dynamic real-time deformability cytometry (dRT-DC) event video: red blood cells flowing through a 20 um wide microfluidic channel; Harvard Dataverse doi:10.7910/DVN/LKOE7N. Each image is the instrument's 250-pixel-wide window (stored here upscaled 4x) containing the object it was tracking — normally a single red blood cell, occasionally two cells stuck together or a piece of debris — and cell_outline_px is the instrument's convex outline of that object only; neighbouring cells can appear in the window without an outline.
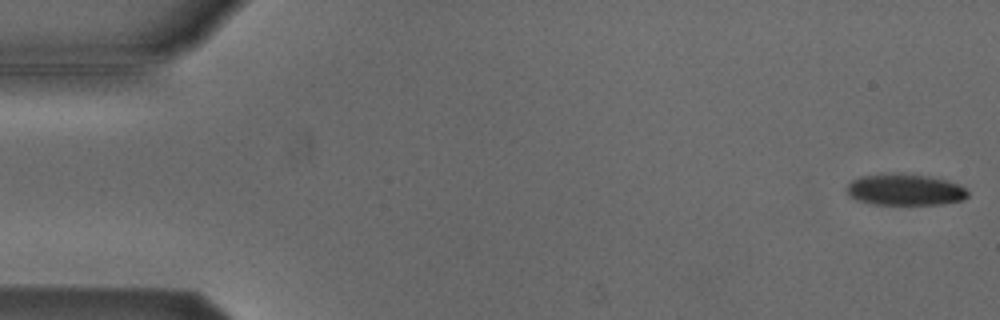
{"species": "Egyptian fruit bat (a non-hibernating species)", "species_latin": "Rousettus aegyptiacus", "temperature_condition": "cold", "stored_images_in_passage": 48, "camera_frame_rate_fps": 3000, "um_per_image_px": 0.085, "animal": {"sex": "male"}, "frame": {"image": 1, "passage_image": 1, "time_ms": 0.0, "image_size_px": [1000, 320], "cell_outline_px": [[968, 196], [964, 200], [944, 204], [872, 204], [856, 200], [848, 196], [844, 188], [852, 180], [860, 176], [880, 172], [904, 172], [928, 176], [948, 180], [960, 184], [968, 192]], "centroid_in_image_um": [76.88, 16.09], "position_along_channel_um": 8.1, "area_um2": 22.95}}
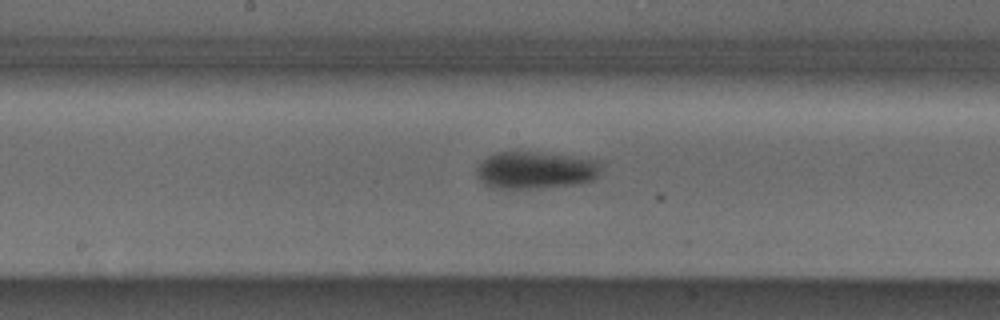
{"frame": {"image": 2, "passage_image": 27, "time_ms": 8.667, "image_size_px": [1000, 320], "cell_outline_px": [[604, 160], [600, 172], [592, 180], [580, 184], [540, 188], [488, 188], [476, 176], [476, 168], [488, 156], [496, 152], [532, 152]], "centroid_in_image_um": [45.55, 14.47], "position_along_channel_um": 202.7, "area_um2": 27.28}}
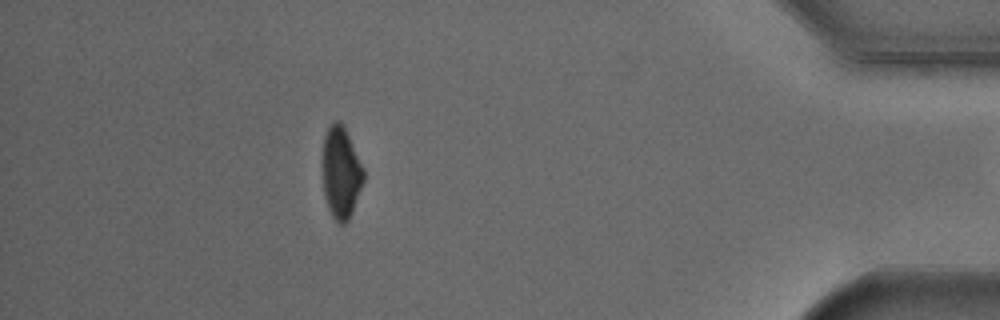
{"frame": {"image": 3, "passage_image": 47, "time_ms": 15.333, "image_size_px": [1000, 320], "cell_outline_px": [[364, 180], [352, 212], [348, 220], [344, 224], [340, 224], [332, 216], [328, 208], [324, 196], [324, 136], [328, 128], [336, 120], [340, 120], [344, 124], [364, 168]], "centroid_in_image_um": [29.01, 14.66], "position_along_channel_um": 406.2, "area_um2": 21.73}}